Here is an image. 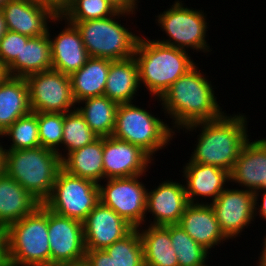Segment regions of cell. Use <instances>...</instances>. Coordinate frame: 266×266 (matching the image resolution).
<instances>
[{
	"instance_id": "8992f818",
	"label": "cell",
	"mask_w": 266,
	"mask_h": 266,
	"mask_svg": "<svg viewBox=\"0 0 266 266\" xmlns=\"http://www.w3.org/2000/svg\"><path fill=\"white\" fill-rule=\"evenodd\" d=\"M135 13L118 11L115 15L88 21H68L74 24L84 43L89 57L123 60L134 56L140 35L121 25L120 17L128 19ZM130 29V30H129Z\"/></svg>"
},
{
	"instance_id": "7c38bea8",
	"label": "cell",
	"mask_w": 266,
	"mask_h": 266,
	"mask_svg": "<svg viewBox=\"0 0 266 266\" xmlns=\"http://www.w3.org/2000/svg\"><path fill=\"white\" fill-rule=\"evenodd\" d=\"M210 205L228 241L241 237V232L256 219L254 193L243 188L226 187Z\"/></svg>"
},
{
	"instance_id": "f35d334b",
	"label": "cell",
	"mask_w": 266,
	"mask_h": 266,
	"mask_svg": "<svg viewBox=\"0 0 266 266\" xmlns=\"http://www.w3.org/2000/svg\"><path fill=\"white\" fill-rule=\"evenodd\" d=\"M261 195V199L259 197ZM254 199H255V218L259 215V217H262L260 219H263V221H266V189L255 191L254 192ZM261 200V203L259 200ZM260 203V205H259Z\"/></svg>"
},
{
	"instance_id": "f1b7e54d",
	"label": "cell",
	"mask_w": 266,
	"mask_h": 266,
	"mask_svg": "<svg viewBox=\"0 0 266 266\" xmlns=\"http://www.w3.org/2000/svg\"><path fill=\"white\" fill-rule=\"evenodd\" d=\"M76 105H78L76 109L96 135L99 137L112 136L119 104L102 95L84 99Z\"/></svg>"
},
{
	"instance_id": "d6a6232c",
	"label": "cell",
	"mask_w": 266,
	"mask_h": 266,
	"mask_svg": "<svg viewBox=\"0 0 266 266\" xmlns=\"http://www.w3.org/2000/svg\"><path fill=\"white\" fill-rule=\"evenodd\" d=\"M117 12L107 0H67L60 15L67 21H88L107 18Z\"/></svg>"
},
{
	"instance_id": "3957f363",
	"label": "cell",
	"mask_w": 266,
	"mask_h": 266,
	"mask_svg": "<svg viewBox=\"0 0 266 266\" xmlns=\"http://www.w3.org/2000/svg\"><path fill=\"white\" fill-rule=\"evenodd\" d=\"M134 57L139 68L140 87L146 88L154 99L160 98L179 77L198 64L188 51L142 35L137 41Z\"/></svg>"
},
{
	"instance_id": "74e56055",
	"label": "cell",
	"mask_w": 266,
	"mask_h": 266,
	"mask_svg": "<svg viewBox=\"0 0 266 266\" xmlns=\"http://www.w3.org/2000/svg\"><path fill=\"white\" fill-rule=\"evenodd\" d=\"M118 11L126 13H136L140 0H107Z\"/></svg>"
},
{
	"instance_id": "cb8c5ba5",
	"label": "cell",
	"mask_w": 266,
	"mask_h": 266,
	"mask_svg": "<svg viewBox=\"0 0 266 266\" xmlns=\"http://www.w3.org/2000/svg\"><path fill=\"white\" fill-rule=\"evenodd\" d=\"M31 112L26 78L8 75L0 84V135L18 118Z\"/></svg>"
},
{
	"instance_id": "8fae6325",
	"label": "cell",
	"mask_w": 266,
	"mask_h": 266,
	"mask_svg": "<svg viewBox=\"0 0 266 266\" xmlns=\"http://www.w3.org/2000/svg\"><path fill=\"white\" fill-rule=\"evenodd\" d=\"M32 112L68 113L76 109L70 76L53 69L26 77Z\"/></svg>"
},
{
	"instance_id": "b9f144b4",
	"label": "cell",
	"mask_w": 266,
	"mask_h": 266,
	"mask_svg": "<svg viewBox=\"0 0 266 266\" xmlns=\"http://www.w3.org/2000/svg\"><path fill=\"white\" fill-rule=\"evenodd\" d=\"M264 239L262 240L263 245L262 246V251L261 253L259 254L260 256H258L259 260L256 262L257 265L256 266H266V235L263 237Z\"/></svg>"
},
{
	"instance_id": "d6986e66",
	"label": "cell",
	"mask_w": 266,
	"mask_h": 266,
	"mask_svg": "<svg viewBox=\"0 0 266 266\" xmlns=\"http://www.w3.org/2000/svg\"><path fill=\"white\" fill-rule=\"evenodd\" d=\"M252 141V142H251ZM232 182V183H231ZM255 191L266 189V138L248 140L232 170L230 184Z\"/></svg>"
},
{
	"instance_id": "44dd1931",
	"label": "cell",
	"mask_w": 266,
	"mask_h": 266,
	"mask_svg": "<svg viewBox=\"0 0 266 266\" xmlns=\"http://www.w3.org/2000/svg\"><path fill=\"white\" fill-rule=\"evenodd\" d=\"M179 225L193 240L210 253L215 246L220 247L224 242H228L210 204L189 203L181 216Z\"/></svg>"
},
{
	"instance_id": "ba28073f",
	"label": "cell",
	"mask_w": 266,
	"mask_h": 266,
	"mask_svg": "<svg viewBox=\"0 0 266 266\" xmlns=\"http://www.w3.org/2000/svg\"><path fill=\"white\" fill-rule=\"evenodd\" d=\"M182 0H175L169 8L155 17L157 26L161 27L162 32L166 34L164 39H154L155 41L194 52H203L209 54L212 50L207 42V14L204 10L194 9L186 6Z\"/></svg>"
},
{
	"instance_id": "bcb514c9",
	"label": "cell",
	"mask_w": 266,
	"mask_h": 266,
	"mask_svg": "<svg viewBox=\"0 0 266 266\" xmlns=\"http://www.w3.org/2000/svg\"><path fill=\"white\" fill-rule=\"evenodd\" d=\"M60 266H89L88 262L83 259V260H79V261H76V262H70V263H67V264H63V265H60Z\"/></svg>"
},
{
	"instance_id": "d590c367",
	"label": "cell",
	"mask_w": 266,
	"mask_h": 266,
	"mask_svg": "<svg viewBox=\"0 0 266 266\" xmlns=\"http://www.w3.org/2000/svg\"><path fill=\"white\" fill-rule=\"evenodd\" d=\"M30 38L8 30L0 40V62L8 68L16 58H21L23 42H27Z\"/></svg>"
},
{
	"instance_id": "d4e9b609",
	"label": "cell",
	"mask_w": 266,
	"mask_h": 266,
	"mask_svg": "<svg viewBox=\"0 0 266 266\" xmlns=\"http://www.w3.org/2000/svg\"><path fill=\"white\" fill-rule=\"evenodd\" d=\"M111 60L89 57L84 66L70 75L76 104L87 98L104 95Z\"/></svg>"
},
{
	"instance_id": "8d00e7d4",
	"label": "cell",
	"mask_w": 266,
	"mask_h": 266,
	"mask_svg": "<svg viewBox=\"0 0 266 266\" xmlns=\"http://www.w3.org/2000/svg\"><path fill=\"white\" fill-rule=\"evenodd\" d=\"M85 260L89 266H116L105 250H86Z\"/></svg>"
},
{
	"instance_id": "6da1fadb",
	"label": "cell",
	"mask_w": 266,
	"mask_h": 266,
	"mask_svg": "<svg viewBox=\"0 0 266 266\" xmlns=\"http://www.w3.org/2000/svg\"><path fill=\"white\" fill-rule=\"evenodd\" d=\"M199 69L196 64L157 98L166 118L172 119L171 128L175 133L191 124L217 119L226 112L215 96L217 88Z\"/></svg>"
},
{
	"instance_id": "4dcf8cb0",
	"label": "cell",
	"mask_w": 266,
	"mask_h": 266,
	"mask_svg": "<svg viewBox=\"0 0 266 266\" xmlns=\"http://www.w3.org/2000/svg\"><path fill=\"white\" fill-rule=\"evenodd\" d=\"M98 138L77 109L64 113L61 160L68 153L91 144Z\"/></svg>"
},
{
	"instance_id": "4316f807",
	"label": "cell",
	"mask_w": 266,
	"mask_h": 266,
	"mask_svg": "<svg viewBox=\"0 0 266 266\" xmlns=\"http://www.w3.org/2000/svg\"><path fill=\"white\" fill-rule=\"evenodd\" d=\"M51 69V49L47 33L23 42L21 58H16L7 68V73L9 76L26 78L28 75Z\"/></svg>"
},
{
	"instance_id": "5bb4252c",
	"label": "cell",
	"mask_w": 266,
	"mask_h": 266,
	"mask_svg": "<svg viewBox=\"0 0 266 266\" xmlns=\"http://www.w3.org/2000/svg\"><path fill=\"white\" fill-rule=\"evenodd\" d=\"M102 160L104 180L146 175L155 161L141 147L113 136L103 137Z\"/></svg>"
},
{
	"instance_id": "9a60e30c",
	"label": "cell",
	"mask_w": 266,
	"mask_h": 266,
	"mask_svg": "<svg viewBox=\"0 0 266 266\" xmlns=\"http://www.w3.org/2000/svg\"><path fill=\"white\" fill-rule=\"evenodd\" d=\"M7 29L29 37L47 34L49 23L62 21L52 8L28 0H9L1 9Z\"/></svg>"
},
{
	"instance_id": "4fadbf2b",
	"label": "cell",
	"mask_w": 266,
	"mask_h": 266,
	"mask_svg": "<svg viewBox=\"0 0 266 266\" xmlns=\"http://www.w3.org/2000/svg\"><path fill=\"white\" fill-rule=\"evenodd\" d=\"M48 234L51 266L85 259L83 223L48 209Z\"/></svg>"
},
{
	"instance_id": "30bf717a",
	"label": "cell",
	"mask_w": 266,
	"mask_h": 266,
	"mask_svg": "<svg viewBox=\"0 0 266 266\" xmlns=\"http://www.w3.org/2000/svg\"><path fill=\"white\" fill-rule=\"evenodd\" d=\"M142 176L112 178L99 183V201L114 210L134 228L145 225L147 188ZM143 182V183H142Z\"/></svg>"
},
{
	"instance_id": "7402d4cb",
	"label": "cell",
	"mask_w": 266,
	"mask_h": 266,
	"mask_svg": "<svg viewBox=\"0 0 266 266\" xmlns=\"http://www.w3.org/2000/svg\"><path fill=\"white\" fill-rule=\"evenodd\" d=\"M41 203L5 172L0 175V226L10 224L32 213Z\"/></svg>"
},
{
	"instance_id": "7a4b0ae2",
	"label": "cell",
	"mask_w": 266,
	"mask_h": 266,
	"mask_svg": "<svg viewBox=\"0 0 266 266\" xmlns=\"http://www.w3.org/2000/svg\"><path fill=\"white\" fill-rule=\"evenodd\" d=\"M246 117L245 113L229 115L226 112L217 119L197 122L182 128L181 131L187 134L200 130L189 160L230 172L244 144L251 139L247 127L249 118Z\"/></svg>"
},
{
	"instance_id": "c3c4849f",
	"label": "cell",
	"mask_w": 266,
	"mask_h": 266,
	"mask_svg": "<svg viewBox=\"0 0 266 266\" xmlns=\"http://www.w3.org/2000/svg\"><path fill=\"white\" fill-rule=\"evenodd\" d=\"M61 5H63L67 0H57Z\"/></svg>"
},
{
	"instance_id": "484cf974",
	"label": "cell",
	"mask_w": 266,
	"mask_h": 266,
	"mask_svg": "<svg viewBox=\"0 0 266 266\" xmlns=\"http://www.w3.org/2000/svg\"><path fill=\"white\" fill-rule=\"evenodd\" d=\"M103 137L68 153L62 160V169L71 175L91 180L96 184L104 180Z\"/></svg>"
},
{
	"instance_id": "52a82bcc",
	"label": "cell",
	"mask_w": 266,
	"mask_h": 266,
	"mask_svg": "<svg viewBox=\"0 0 266 266\" xmlns=\"http://www.w3.org/2000/svg\"><path fill=\"white\" fill-rule=\"evenodd\" d=\"M155 116L134 102L119 104L112 136L141 147L155 159L156 152L167 148L176 135L167 121Z\"/></svg>"
},
{
	"instance_id": "836d02e7",
	"label": "cell",
	"mask_w": 266,
	"mask_h": 266,
	"mask_svg": "<svg viewBox=\"0 0 266 266\" xmlns=\"http://www.w3.org/2000/svg\"><path fill=\"white\" fill-rule=\"evenodd\" d=\"M104 250L116 266H144L143 245L138 228Z\"/></svg>"
},
{
	"instance_id": "5b68a950",
	"label": "cell",
	"mask_w": 266,
	"mask_h": 266,
	"mask_svg": "<svg viewBox=\"0 0 266 266\" xmlns=\"http://www.w3.org/2000/svg\"><path fill=\"white\" fill-rule=\"evenodd\" d=\"M3 151L4 172L43 204L62 168L58 153L43 147Z\"/></svg>"
},
{
	"instance_id": "f546056e",
	"label": "cell",
	"mask_w": 266,
	"mask_h": 266,
	"mask_svg": "<svg viewBox=\"0 0 266 266\" xmlns=\"http://www.w3.org/2000/svg\"><path fill=\"white\" fill-rule=\"evenodd\" d=\"M170 232L172 248L176 252L178 266H209L210 252L193 240L179 224L166 225Z\"/></svg>"
},
{
	"instance_id": "9c48e42d",
	"label": "cell",
	"mask_w": 266,
	"mask_h": 266,
	"mask_svg": "<svg viewBox=\"0 0 266 266\" xmlns=\"http://www.w3.org/2000/svg\"><path fill=\"white\" fill-rule=\"evenodd\" d=\"M98 202V184L61 168L43 205L58 215L83 222Z\"/></svg>"
},
{
	"instance_id": "ac0fdd59",
	"label": "cell",
	"mask_w": 266,
	"mask_h": 266,
	"mask_svg": "<svg viewBox=\"0 0 266 266\" xmlns=\"http://www.w3.org/2000/svg\"><path fill=\"white\" fill-rule=\"evenodd\" d=\"M187 161L183 165L182 177H184L183 182L188 202L191 204H211L229 184L230 172L213 165ZM206 199L210 203L206 202Z\"/></svg>"
},
{
	"instance_id": "e575fe53",
	"label": "cell",
	"mask_w": 266,
	"mask_h": 266,
	"mask_svg": "<svg viewBox=\"0 0 266 266\" xmlns=\"http://www.w3.org/2000/svg\"><path fill=\"white\" fill-rule=\"evenodd\" d=\"M40 145L54 150L61 158L64 113L37 112Z\"/></svg>"
},
{
	"instance_id": "7bdbcfd3",
	"label": "cell",
	"mask_w": 266,
	"mask_h": 266,
	"mask_svg": "<svg viewBox=\"0 0 266 266\" xmlns=\"http://www.w3.org/2000/svg\"><path fill=\"white\" fill-rule=\"evenodd\" d=\"M8 31L5 17L0 10V40L4 37L5 33Z\"/></svg>"
},
{
	"instance_id": "f6af8a7d",
	"label": "cell",
	"mask_w": 266,
	"mask_h": 266,
	"mask_svg": "<svg viewBox=\"0 0 266 266\" xmlns=\"http://www.w3.org/2000/svg\"><path fill=\"white\" fill-rule=\"evenodd\" d=\"M2 143L4 142H0V175L4 172V151L2 149Z\"/></svg>"
},
{
	"instance_id": "ee69618b",
	"label": "cell",
	"mask_w": 266,
	"mask_h": 266,
	"mask_svg": "<svg viewBox=\"0 0 266 266\" xmlns=\"http://www.w3.org/2000/svg\"><path fill=\"white\" fill-rule=\"evenodd\" d=\"M8 77L7 68L0 62V84Z\"/></svg>"
},
{
	"instance_id": "ab89813d",
	"label": "cell",
	"mask_w": 266,
	"mask_h": 266,
	"mask_svg": "<svg viewBox=\"0 0 266 266\" xmlns=\"http://www.w3.org/2000/svg\"><path fill=\"white\" fill-rule=\"evenodd\" d=\"M0 266H6L5 260V229L0 226Z\"/></svg>"
},
{
	"instance_id": "e0dca14e",
	"label": "cell",
	"mask_w": 266,
	"mask_h": 266,
	"mask_svg": "<svg viewBox=\"0 0 266 266\" xmlns=\"http://www.w3.org/2000/svg\"><path fill=\"white\" fill-rule=\"evenodd\" d=\"M82 223L86 250H104L134 229L125 219L100 201Z\"/></svg>"
},
{
	"instance_id": "603a6c76",
	"label": "cell",
	"mask_w": 266,
	"mask_h": 266,
	"mask_svg": "<svg viewBox=\"0 0 266 266\" xmlns=\"http://www.w3.org/2000/svg\"><path fill=\"white\" fill-rule=\"evenodd\" d=\"M139 88V68L135 57L111 60L104 95L117 104L132 103Z\"/></svg>"
},
{
	"instance_id": "2e32d148",
	"label": "cell",
	"mask_w": 266,
	"mask_h": 266,
	"mask_svg": "<svg viewBox=\"0 0 266 266\" xmlns=\"http://www.w3.org/2000/svg\"><path fill=\"white\" fill-rule=\"evenodd\" d=\"M166 179L152 190L147 189L146 214H152L153 221H149V225L166 226L179 224L186 206L189 204L185 185L182 183Z\"/></svg>"
},
{
	"instance_id": "60d3db41",
	"label": "cell",
	"mask_w": 266,
	"mask_h": 266,
	"mask_svg": "<svg viewBox=\"0 0 266 266\" xmlns=\"http://www.w3.org/2000/svg\"><path fill=\"white\" fill-rule=\"evenodd\" d=\"M36 3L43 4L52 8L57 14H60L62 5L57 0H28Z\"/></svg>"
},
{
	"instance_id": "7dc6e473",
	"label": "cell",
	"mask_w": 266,
	"mask_h": 266,
	"mask_svg": "<svg viewBox=\"0 0 266 266\" xmlns=\"http://www.w3.org/2000/svg\"><path fill=\"white\" fill-rule=\"evenodd\" d=\"M9 0H0V9L8 2Z\"/></svg>"
},
{
	"instance_id": "83f0119b",
	"label": "cell",
	"mask_w": 266,
	"mask_h": 266,
	"mask_svg": "<svg viewBox=\"0 0 266 266\" xmlns=\"http://www.w3.org/2000/svg\"><path fill=\"white\" fill-rule=\"evenodd\" d=\"M147 224L145 227H138L143 245L144 266H178L169 230L165 226H146Z\"/></svg>"
},
{
	"instance_id": "ffe728a7",
	"label": "cell",
	"mask_w": 266,
	"mask_h": 266,
	"mask_svg": "<svg viewBox=\"0 0 266 266\" xmlns=\"http://www.w3.org/2000/svg\"><path fill=\"white\" fill-rule=\"evenodd\" d=\"M65 27L56 36L48 28L52 69L66 75L78 71L89 58L77 27L62 17ZM50 30V31H49Z\"/></svg>"
},
{
	"instance_id": "277c9868",
	"label": "cell",
	"mask_w": 266,
	"mask_h": 266,
	"mask_svg": "<svg viewBox=\"0 0 266 266\" xmlns=\"http://www.w3.org/2000/svg\"><path fill=\"white\" fill-rule=\"evenodd\" d=\"M5 260L6 266H51L48 209L43 204L5 229Z\"/></svg>"
},
{
	"instance_id": "1f68e13d",
	"label": "cell",
	"mask_w": 266,
	"mask_h": 266,
	"mask_svg": "<svg viewBox=\"0 0 266 266\" xmlns=\"http://www.w3.org/2000/svg\"><path fill=\"white\" fill-rule=\"evenodd\" d=\"M10 139V144L2 145L3 150H21L41 147L38 133L37 112L18 118L0 137ZM10 146V147H9ZM7 148V149H6Z\"/></svg>"
}]
</instances>
